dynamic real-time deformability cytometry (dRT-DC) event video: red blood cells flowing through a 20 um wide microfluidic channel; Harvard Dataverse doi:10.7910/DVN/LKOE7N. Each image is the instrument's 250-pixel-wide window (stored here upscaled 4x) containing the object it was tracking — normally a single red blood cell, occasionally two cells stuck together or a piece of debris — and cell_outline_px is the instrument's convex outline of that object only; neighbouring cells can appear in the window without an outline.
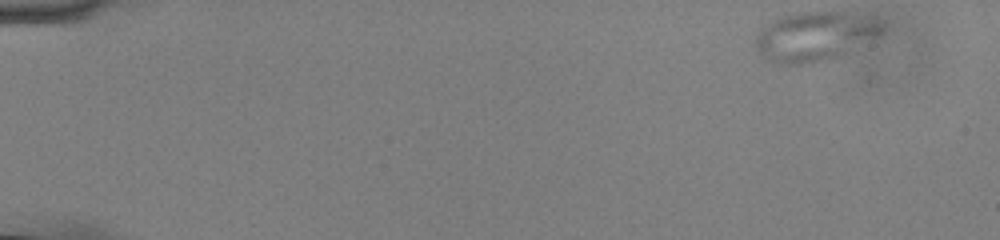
{"species": "common noctule bat (a hibernating species)", "species_latin": "Nyctalus noctula", "temperature_condition": "cold", "stored_images_in_passage": 53, "camera_frame_rate_fps": 3000, "um_per_image_px": 0.085, "animal": {"sex": "male", "body_mass_g": 13.0, "forearm_length_mm": 53.1}, "frame": {"image": 1, "passage_image": 1, "time_ms": 0.0, "image_size_px": [1000, 240], "cell_outline_px": [[884, 32], [880, 36], [828, 60], [812, 64], [784, 64], [764, 60], [760, 56], [756, 48], [756, 36], [760, 28], [772, 20], [780, 16], [792, 12], [840, 12], [876, 16], [884, 24]], "centroid_in_image_um": [69.27, 3.08], "position_along_channel_um": 15.7, "area_um2": 37.05}}
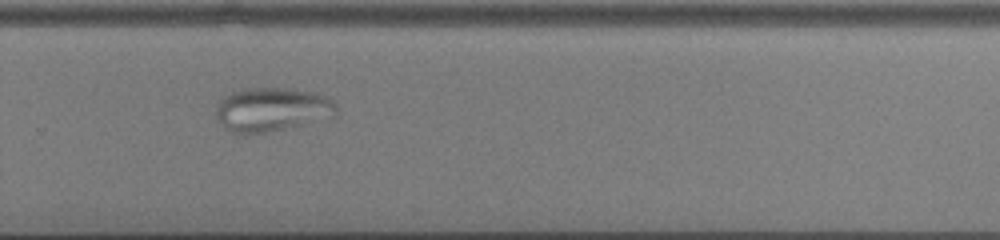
{"frame": {"image": 2, "passage_image": 36, "time_ms": 11.667, "image_size_px": [1000, 240], "cell_outline_px": [[336, 116], [284, 128], [248, 136], [244, 136], [232, 132], [224, 128], [216, 120], [216, 104], [224, 96], [240, 88], [288, 88], [312, 92], [324, 96], [332, 100], [336, 104]], "centroid_in_image_um": [23.03, 9.32], "position_along_channel_um": 306.8, "area_um2": 31.1}}
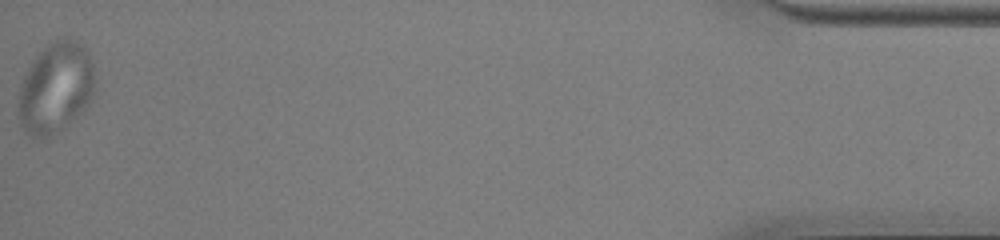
{"frame": {"image": 3, "passage_image": 53, "time_ms": 17.333, "image_size_px": [1000, 240], "cell_outline_px": [[96, 88], [88, 104], [64, 128], [48, 136], [36, 140], [28, 136], [20, 128], [16, 108], [20, 84], [28, 68], [36, 56], [48, 44], [64, 36], [68, 36], [84, 44], [92, 64]], "centroid_in_image_um": [4.69, 7.49], "position_along_channel_um": 430.5, "area_um2": 41.21}}